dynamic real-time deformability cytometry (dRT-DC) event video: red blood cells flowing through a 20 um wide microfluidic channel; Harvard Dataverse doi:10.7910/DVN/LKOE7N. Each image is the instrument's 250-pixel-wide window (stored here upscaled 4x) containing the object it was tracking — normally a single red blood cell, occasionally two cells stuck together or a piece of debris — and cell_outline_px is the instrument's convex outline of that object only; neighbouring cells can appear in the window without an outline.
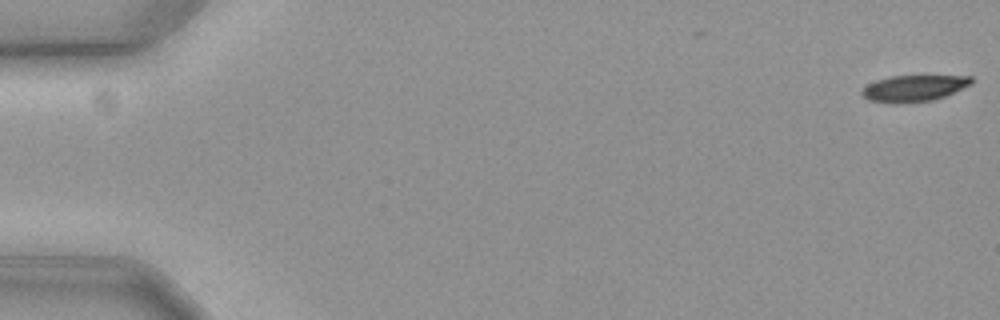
{"species": "common noctule bat (a hibernating species)", "species_latin": "Nyctalus noctula", "temperature_condition": "cold", "stored_images_in_passage": 17, "camera_frame_rate_fps": 3000, "um_per_image_px": 0.085, "animal": {"sex": "female", "body_mass_g": 19.3, "forearm_length_mm": 54.1}, "frame": {"image": 1, "passage_image": 1, "time_ms": 0.0, "image_size_px": [1000, 320], "cell_outline_px": [[972, 84], [944, 96], [932, 100], [868, 100], [860, 92], [868, 84], [876, 80], [892, 76], [972, 76]], "centroid_in_image_um": [77.74, 7.44], "position_along_channel_um": 7.3, "area_um2": 15.72}}